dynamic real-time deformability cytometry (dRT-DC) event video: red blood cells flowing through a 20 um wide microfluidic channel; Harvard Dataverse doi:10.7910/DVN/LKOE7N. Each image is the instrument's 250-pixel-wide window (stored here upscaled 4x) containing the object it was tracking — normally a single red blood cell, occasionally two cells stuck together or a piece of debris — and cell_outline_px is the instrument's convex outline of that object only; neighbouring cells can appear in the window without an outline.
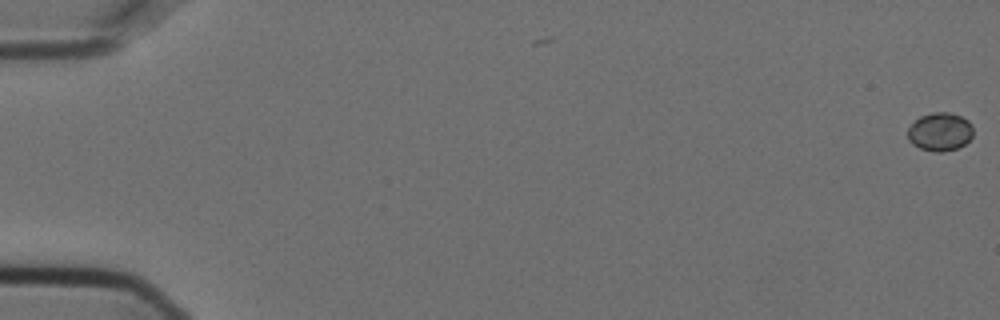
{"species": "Egyptian fruit bat (a non-hibernating species)", "species_latin": "Rousettus aegyptiacus", "temperature_condition": "cold", "stored_images_in_passage": 2, "camera_frame_rate_fps": 3000, "um_per_image_px": 0.085, "animal": {"sex": "female"}, "frame": {"image": 1, "passage_image": 2, "time_ms": 0.333, "image_size_px": [1000, 320], "cell_outline_px": [[972, 136], [964, 144], [956, 148], [944, 152], [936, 152], [920, 148], [912, 144], [908, 140], [908, 128], [920, 116], [932, 112], [948, 112], [960, 116], [968, 120], [972, 124]], "centroid_in_image_um": [79.89, 11.2], "position_along_channel_um": 5.1, "area_um2": 14.57}}